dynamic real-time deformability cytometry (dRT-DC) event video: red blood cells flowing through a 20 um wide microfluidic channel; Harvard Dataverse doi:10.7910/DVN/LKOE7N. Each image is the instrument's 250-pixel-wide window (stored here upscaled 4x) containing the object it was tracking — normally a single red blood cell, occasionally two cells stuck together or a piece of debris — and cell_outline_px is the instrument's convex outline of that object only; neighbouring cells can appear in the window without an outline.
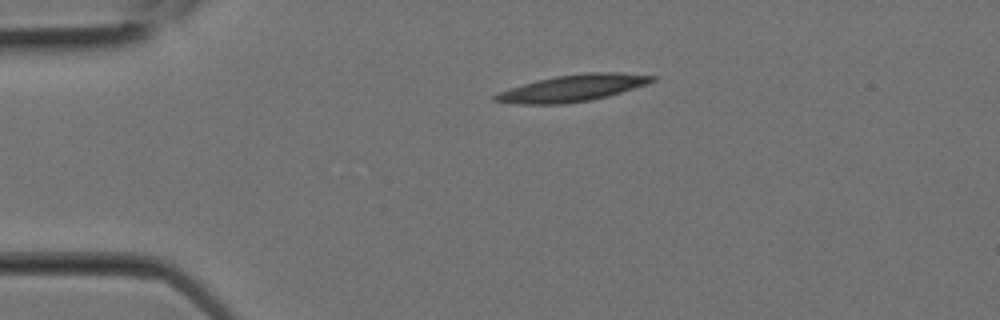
{"species": "Egyptian fruit bat (a non-hibernating species)", "species_latin": "Rousettus aegyptiacus", "temperature_condition": "room temperature", "stored_images_in_passage": 4, "camera_frame_rate_fps": 3000, "um_per_image_px": 0.085, "animal": {"sex": "female"}, "frame": {"image": 1, "passage_image": 1, "time_ms": 0.0, "image_size_px": [1000, 320], "cell_outline_px": [[660, 76], [656, 80], [648, 84], [608, 96], [592, 100], [564, 104], [516, 104], [492, 100], [492, 96], [500, 92], [536, 80], [556, 76], [588, 72], [620, 72]], "centroid_in_image_um": [48.75, 7.48], "position_along_channel_um": 36.3, "area_um2": 24.51}}
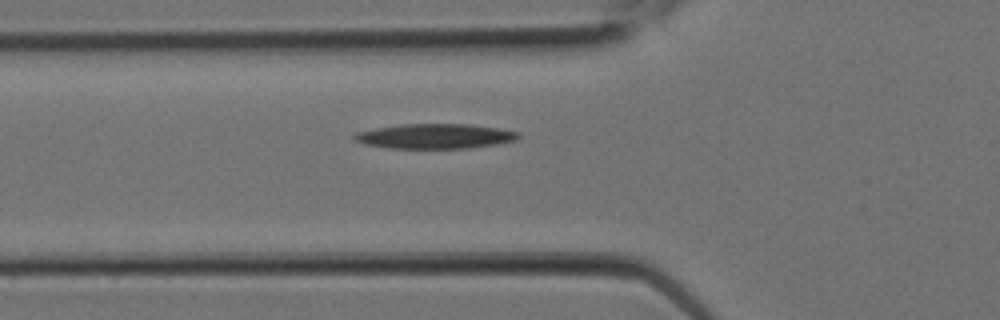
{"frame": {"image": 2, "passage_image": 4, "time_ms": 1.0, "image_size_px": [1000, 320], "cell_outline_px": [[520, 136], [516, 140], [496, 144], [468, 148], [388, 148], [364, 144], [352, 140], [352, 136], [356, 132], [376, 128], [400, 124], [468, 124], [496, 128], [520, 132]], "centroid_in_image_um": [36.93, 11.58], "position_along_channel_um": 88.9, "area_um2": 23.76}}